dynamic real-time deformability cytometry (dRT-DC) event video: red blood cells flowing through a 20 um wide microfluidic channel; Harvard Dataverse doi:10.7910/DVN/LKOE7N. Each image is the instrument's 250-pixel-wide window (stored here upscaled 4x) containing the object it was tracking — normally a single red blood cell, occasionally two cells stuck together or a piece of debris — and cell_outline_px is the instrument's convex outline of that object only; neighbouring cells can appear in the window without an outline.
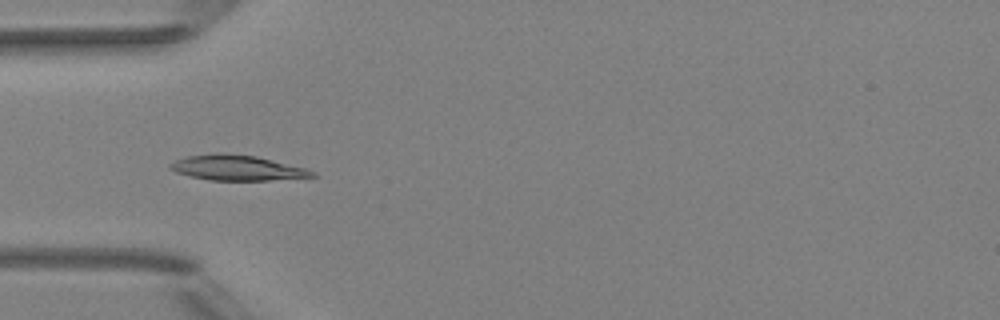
{"species": "Egyptian fruit bat (a non-hibernating species)", "species_latin": "Rousettus aegyptiacus", "temperature_condition": "room temperature", "stored_images_in_passage": 6, "camera_frame_rate_fps": 3000, "um_per_image_px": 0.085, "animal": {"sex": "female"}, "frame": {"image": 1, "passage_image": 3, "time_ms": 2.333, "image_size_px": [1000, 320], "cell_outline_px": [[320, 176], [268, 180], [212, 180], [188, 176], [176, 172], [168, 168], [168, 164], [176, 160], [188, 156], [256, 156], [308, 168], [316, 172]], "centroid_in_image_um": [20.25, 14.31], "position_along_channel_um": 64.8, "area_um2": 20.06}}
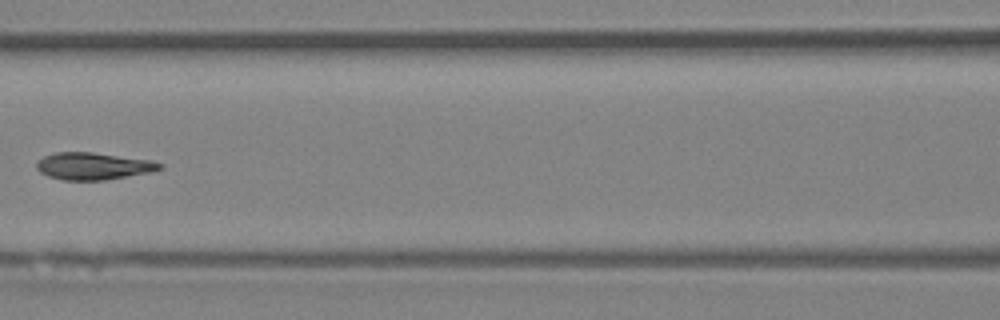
{"frame": {"image": 2, "passage_image": 5, "time_ms": 4.667, "image_size_px": [1000, 320], "cell_outline_px": [[164, 168], [152, 172], [104, 180], [60, 180], [48, 176], [40, 172], [36, 168], [36, 164], [44, 156], [56, 152], [92, 152], [152, 160], [164, 164]], "centroid_in_image_um": [7.96, 14.12], "position_along_channel_um": 158.6, "area_um2": 19.59}}
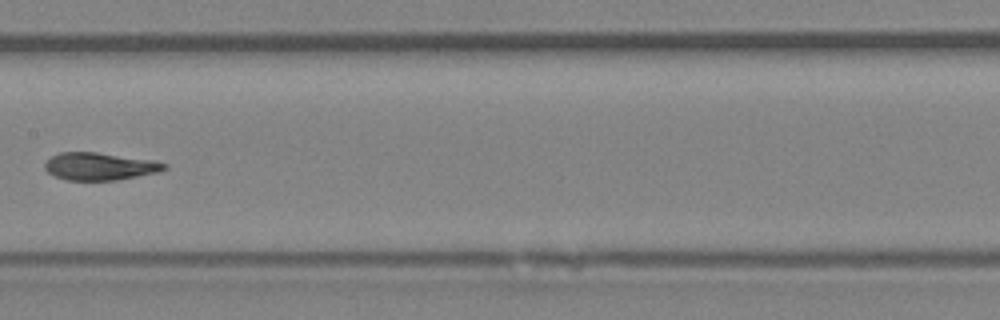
{"frame": {"image": 3, "passage_image": 6, "time_ms": 5.667, "image_size_px": [1000, 320], "cell_outline_px": [[168, 168], [160, 172], [116, 180], [68, 180], [56, 176], [48, 172], [44, 168], [44, 164], [52, 156], [60, 152], [96, 152], [152, 160], [168, 164]], "centroid_in_image_um": [8.5, 14.14], "position_along_channel_um": 198.9, "area_um2": 19.07}}